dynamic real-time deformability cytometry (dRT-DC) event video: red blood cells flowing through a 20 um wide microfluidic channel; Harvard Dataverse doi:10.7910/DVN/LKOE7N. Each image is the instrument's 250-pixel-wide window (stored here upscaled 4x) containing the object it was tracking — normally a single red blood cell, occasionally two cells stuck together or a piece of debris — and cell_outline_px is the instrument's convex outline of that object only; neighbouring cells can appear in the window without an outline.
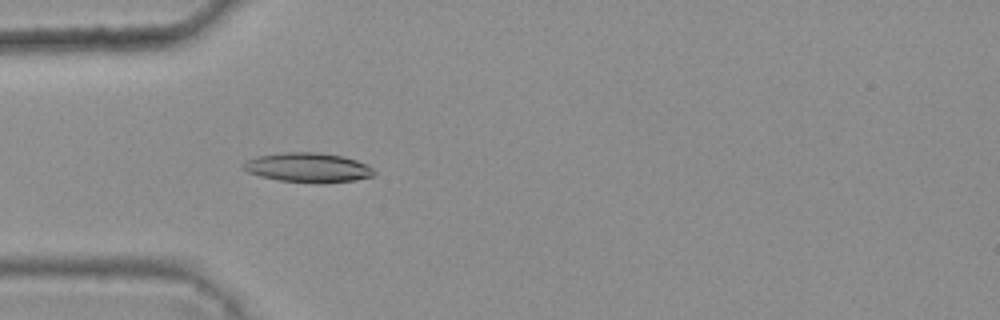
{"species": "common noctule bat (a hibernating species)", "species_latin": "Nyctalus noctula", "temperature_condition": "warm", "stored_images_in_passage": 46, "camera_frame_rate_fps": 3000, "um_per_image_px": 0.085, "animal": {"sex": "female", "body_mass_g": 25.1}, "frame": {"image": 1, "passage_image": 16, "time_ms": 5.0, "image_size_px": [1000, 320], "cell_outline_px": [[376, 176], [356, 180], [320, 184], [316, 184], [280, 180], [260, 176], [248, 172], [240, 168], [240, 164], [256, 156], [284, 152], [316, 152], [344, 156], [368, 164], [376, 172]], "centroid_in_image_um": [26.2, 14.25], "position_along_channel_um": 58.8, "area_um2": 22.95}}
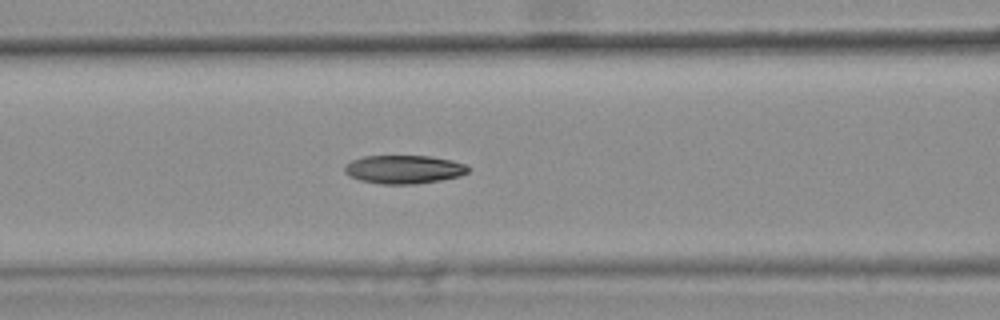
{"frame": {"image": 2, "passage_image": 22, "time_ms": 7.0, "image_size_px": [1000, 320], "cell_outline_px": [[472, 168], [468, 172], [460, 176], [440, 180], [416, 184], [380, 184], [360, 180], [348, 176], [344, 172], [344, 164], [352, 160], [364, 156], [428, 156], [452, 160], [464, 164]], "centroid_in_image_um": [34.31, 14.4], "position_along_channel_um": 132.3, "area_um2": 20.63}}
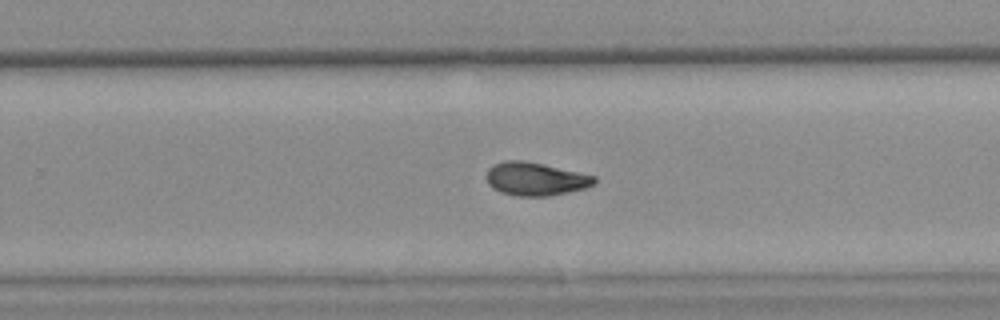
{"frame": {"image": 3, "passage_image": 34, "time_ms": 11.0, "image_size_px": [1000, 320], "cell_outline_px": [[596, 184], [584, 188], [568, 192], [548, 196], [516, 196], [500, 192], [492, 188], [488, 184], [488, 168], [492, 164], [504, 160], [524, 160], [544, 164], [596, 176]], "centroid_in_image_um": [45.51, 15.2], "position_along_channel_um": 284.3, "area_um2": 20.98}, "authors_computed_cell_mechanics": {"area_um2": 20.8947, "velocity_mm_per_s": 3.8071, "shape_relaxation_time_tau1_ms": 10.3932, "shape_relaxation_time_tau2_ms": 3.3776, "deformation_change_tau1": 0.2313, "deformation_change_tau2": 0.0855}}